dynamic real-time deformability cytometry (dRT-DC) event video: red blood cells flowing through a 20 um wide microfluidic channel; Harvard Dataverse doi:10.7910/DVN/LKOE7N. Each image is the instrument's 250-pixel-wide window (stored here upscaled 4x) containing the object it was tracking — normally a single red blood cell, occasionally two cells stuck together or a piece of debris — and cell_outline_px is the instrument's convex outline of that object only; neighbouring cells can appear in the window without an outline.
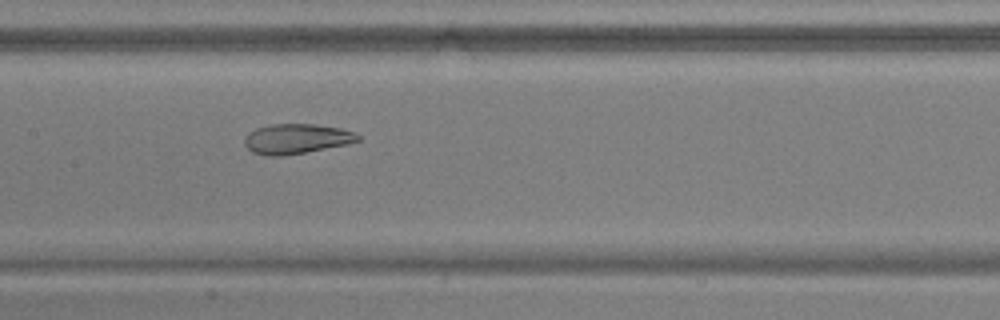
{"species": "common noctule bat (a hibernating species)", "species_latin": "Nyctalus noctula", "temperature_condition": "warm", "stored_images_in_passage": 54, "camera_frame_rate_fps": 3000, "um_per_image_px": 0.085, "animal": {"sex": "male", "body_mass_g": 17.9, "forearm_length_mm": 54.2}, "frame": {"image": 1, "passage_image": 27, "time_ms": 8.667, "image_size_px": [1000, 320], "cell_outline_px": [[360, 140], [348, 144], [304, 152], [280, 156], [264, 156], [252, 152], [244, 144], [244, 140], [248, 132], [256, 128], [272, 124], [316, 124], [340, 128], [352, 132], [360, 136]], "centroid_in_image_um": [25.16, 11.8], "position_along_channel_um": 182.2, "area_um2": 19.71}}
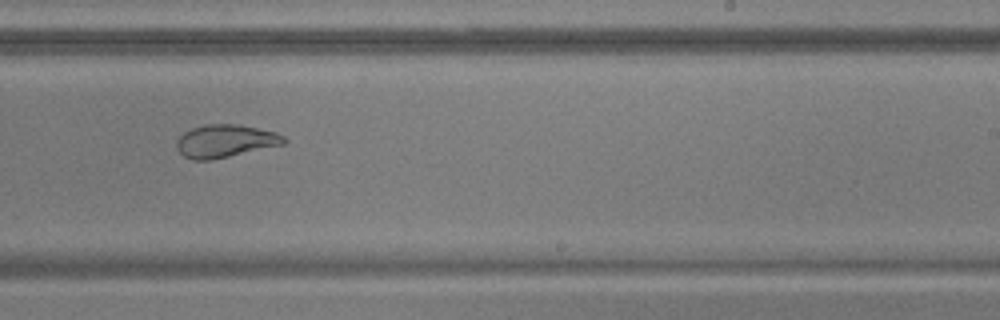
{"frame": {"image": 2, "passage_image": 34, "time_ms": 11.0, "image_size_px": [1000, 320], "cell_outline_px": [[288, 140], [284, 144], [212, 160], [192, 160], [184, 156], [176, 148], [176, 140], [184, 132], [192, 128], [204, 124], [236, 124], [276, 132], [284, 136]], "centroid_in_image_um": [19.13, 11.99], "position_along_channel_um": 269.9, "area_um2": 20.52}}
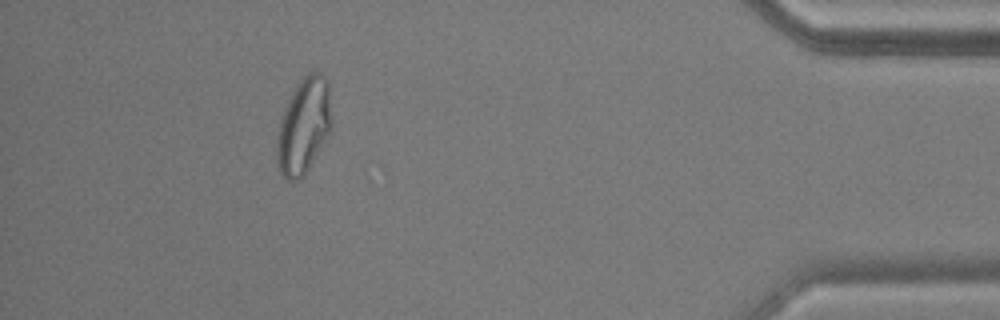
{"frame": {"image": 3, "passage_image": 49, "time_ms": 16.0, "image_size_px": [1000, 320], "cell_outline_px": [[332, 132], [304, 176], [300, 180], [288, 180], [280, 172], [276, 160], [276, 136], [284, 108], [292, 92], [300, 80], [308, 72], [320, 72], [328, 80], [332, 124]], "centroid_in_image_um": [25.83, 10.73], "position_along_channel_um": 409.4, "area_um2": 31.1}, "authors_computed_cell_mechanics": {"area_um2": 26.4146, "velocity_mm_per_s": 3.7756, "shape_relaxation_time_tau1_ms": null, "shape_relaxation_time_tau2_ms": 1.8245, "deformation_change_tau1": null, "deformation_change_tau2": 0.073}}